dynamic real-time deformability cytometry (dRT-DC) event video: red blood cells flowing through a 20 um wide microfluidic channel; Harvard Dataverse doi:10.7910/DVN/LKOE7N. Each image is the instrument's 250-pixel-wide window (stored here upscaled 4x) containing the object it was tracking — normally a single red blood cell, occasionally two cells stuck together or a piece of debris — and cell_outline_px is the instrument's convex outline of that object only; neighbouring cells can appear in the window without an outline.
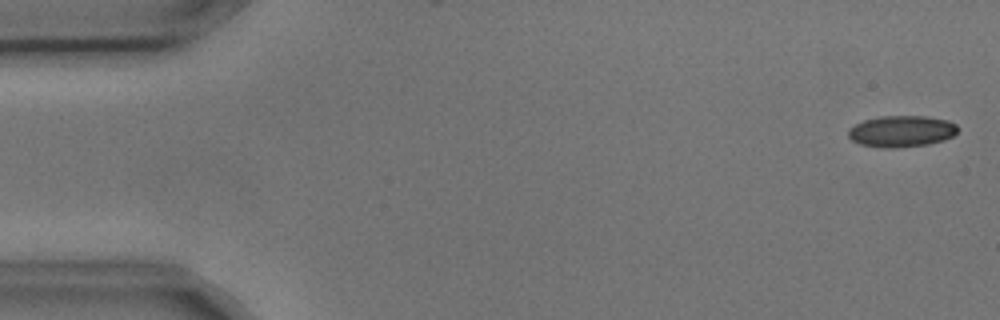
{"species": "common noctule bat (a hibernating species)", "species_latin": "Nyctalus noctula", "temperature_condition": "cold", "stored_images_in_passage": 4, "camera_frame_rate_fps": 3000, "um_per_image_px": 0.085, "animal": {"sex": "male", "body_mass_g": 17.9, "forearm_length_mm": 54.2}, "frame": {"image": 1, "passage_image": 1, "time_ms": 0.0, "image_size_px": [1000, 320], "cell_outline_px": [[956, 132], [952, 136], [944, 140], [928, 144], [896, 148], [884, 148], [860, 144], [852, 140], [848, 136], [848, 128], [864, 120], [880, 116], [924, 116], [948, 120], [956, 124]], "centroid_in_image_um": [76.6, 11.16], "position_along_channel_um": 8.4, "area_um2": 20.0}}
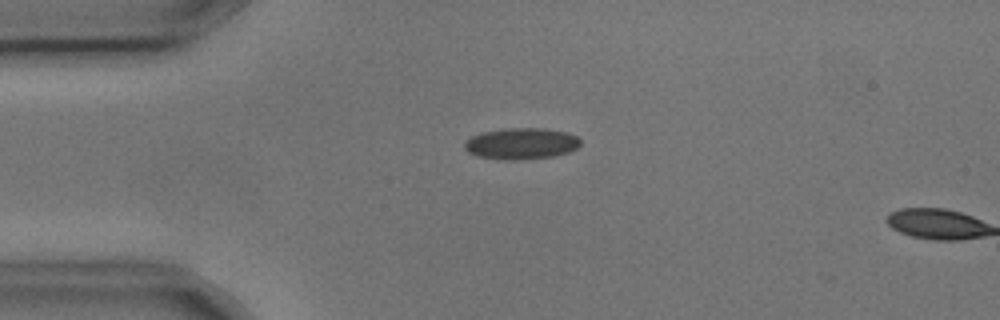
{"frame": {"image": 2, "passage_image": 3, "time_ms": 0.667, "image_size_px": [1000, 320], "cell_outline_px": [[580, 144], [576, 148], [568, 152], [552, 156], [512, 160], [480, 156], [468, 152], [464, 148], [464, 140], [480, 132], [504, 128], [548, 128], [568, 132], [576, 136], [580, 140]], "centroid_in_image_um": [44.3, 12.17], "position_along_channel_um": 40.7, "area_um2": 21.1}}